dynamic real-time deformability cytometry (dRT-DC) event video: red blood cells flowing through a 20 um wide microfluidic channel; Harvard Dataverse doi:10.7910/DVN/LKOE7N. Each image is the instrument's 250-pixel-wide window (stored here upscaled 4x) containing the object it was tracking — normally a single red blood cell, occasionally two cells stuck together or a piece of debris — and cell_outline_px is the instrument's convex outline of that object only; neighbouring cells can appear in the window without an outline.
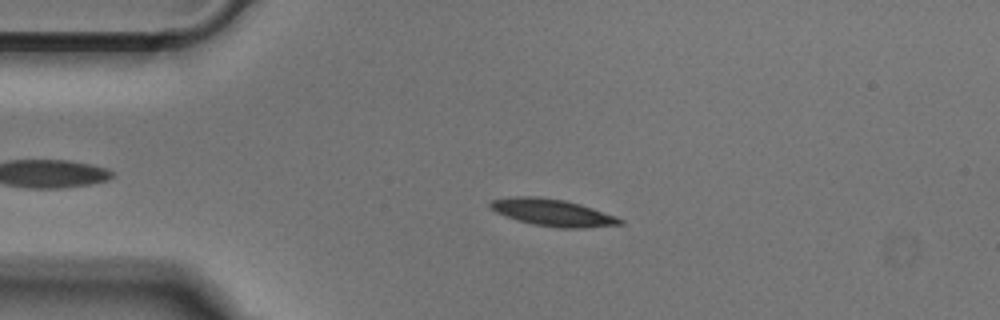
{"species": "Egyptian fruit bat (a non-hibernating species)", "species_latin": "Rousettus aegyptiacus", "temperature_condition": "cold", "stored_images_in_passage": 50, "camera_frame_rate_fps": 3000, "um_per_image_px": 0.085, "animal": {"sex": "male"}, "frame": {"image": 1, "passage_image": 10, "time_ms": 3.0, "image_size_px": [1000, 320], "cell_outline_px": [[624, 224], [584, 228], [560, 228], [532, 224], [516, 220], [496, 212], [488, 204], [492, 200], [512, 196], [540, 196], [564, 200], [580, 204], [616, 216], [624, 220]], "centroid_in_image_um": [46.98, 18.07], "position_along_channel_um": 38.0, "area_um2": 20.46}}
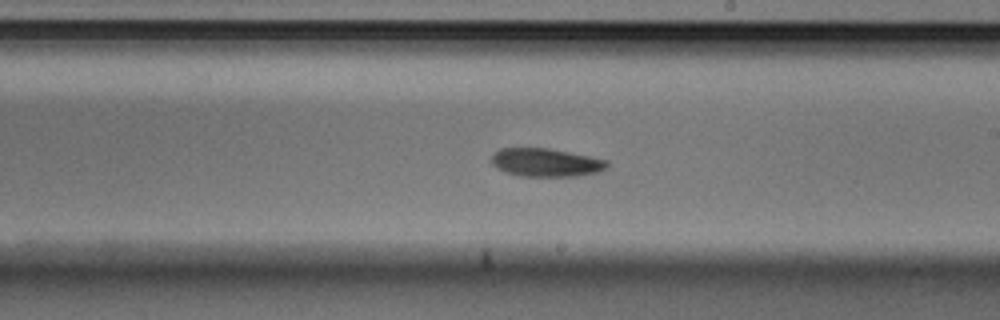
{"frame": {"image": 2, "passage_image": 28, "time_ms": 9.0, "image_size_px": [1000, 320], "cell_outline_px": [[608, 168], [596, 172], [576, 176], [520, 176], [504, 172], [496, 168], [492, 164], [492, 152], [500, 148], [548, 148], [608, 160]], "centroid_in_image_um": [46.36, 13.81], "position_along_channel_um": 242.6, "area_um2": 19.07}}
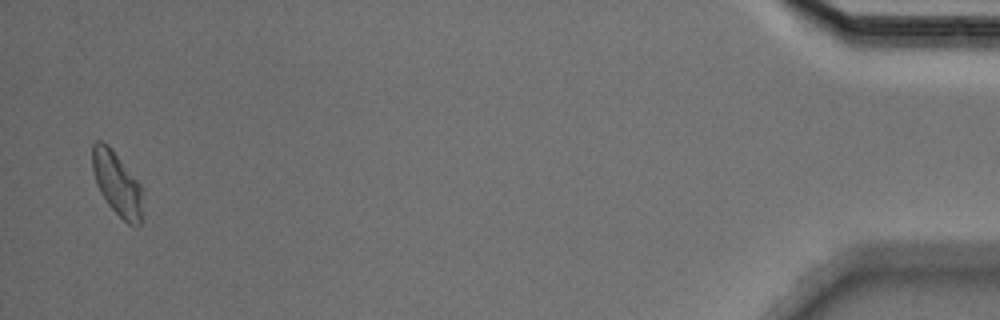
{"frame": {"image": 3, "passage_image": 49, "time_ms": 16.0, "image_size_px": [1000, 320], "cell_outline_px": [[144, 220], [136, 228], [128, 224], [108, 204], [100, 192], [96, 184], [92, 168], [92, 144], [96, 140], [100, 140], [108, 144], [144, 188]], "centroid_in_image_um": [10.01, 15.66], "position_along_channel_um": 425.2, "area_um2": 19.36}}